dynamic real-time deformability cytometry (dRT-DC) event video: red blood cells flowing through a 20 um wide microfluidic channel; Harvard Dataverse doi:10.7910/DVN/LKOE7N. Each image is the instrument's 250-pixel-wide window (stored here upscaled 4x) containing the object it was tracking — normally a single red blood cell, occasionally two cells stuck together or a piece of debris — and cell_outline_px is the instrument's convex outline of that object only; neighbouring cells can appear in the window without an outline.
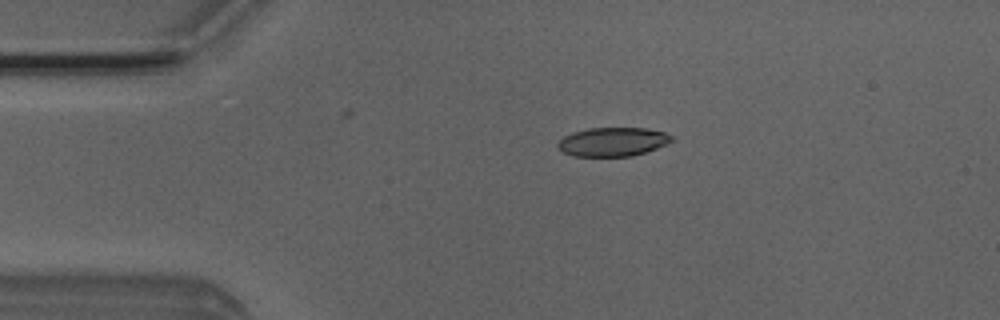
{"species": "Egyptian fruit bat (a non-hibernating species)", "species_latin": "Rousettus aegyptiacus", "temperature_condition": "room temperature", "stored_images_in_passage": 6, "camera_frame_rate_fps": 3000, "um_per_image_px": 0.085, "animal": {"sex": "male"}, "frame": {"image": 1, "passage_image": 2, "time_ms": 0.333, "image_size_px": [1000, 320], "cell_outline_px": [[672, 140], [656, 148], [632, 156], [572, 156], [564, 152], [556, 144], [564, 136], [572, 132], [588, 128], [644, 128], [664, 132], [672, 136]], "centroid_in_image_um": [52.04, 12.05], "position_along_channel_um": 33.0, "area_um2": 18.9}}